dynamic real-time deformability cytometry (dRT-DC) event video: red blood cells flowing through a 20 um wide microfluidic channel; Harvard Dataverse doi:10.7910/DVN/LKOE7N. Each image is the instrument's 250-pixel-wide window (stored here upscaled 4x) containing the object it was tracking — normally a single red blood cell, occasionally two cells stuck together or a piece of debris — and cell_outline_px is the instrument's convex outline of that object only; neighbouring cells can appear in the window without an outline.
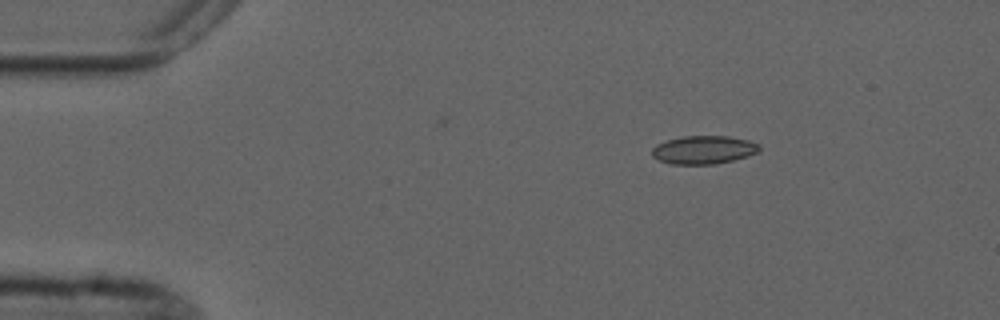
{"species": "common noctule bat (a hibernating species)", "species_latin": "Nyctalus noctula", "temperature_condition": "cold", "stored_images_in_passage": 3, "camera_frame_rate_fps": 3000, "um_per_image_px": 0.085, "animal": {"sex": "male", "forearm_length_mm": 52.5}, "frame": {"image": 1, "passage_image": 1, "time_ms": 0.0, "image_size_px": [1000, 320], "cell_outline_px": [[760, 148], [756, 152], [748, 156], [732, 160], [712, 164], [672, 164], [660, 160], [652, 156], [652, 148], [656, 144], [668, 140], [684, 136], [728, 136], [748, 140], [760, 144]], "centroid_in_image_um": [59.8, 12.73], "position_along_channel_um": 25.2, "area_um2": 17.51}}